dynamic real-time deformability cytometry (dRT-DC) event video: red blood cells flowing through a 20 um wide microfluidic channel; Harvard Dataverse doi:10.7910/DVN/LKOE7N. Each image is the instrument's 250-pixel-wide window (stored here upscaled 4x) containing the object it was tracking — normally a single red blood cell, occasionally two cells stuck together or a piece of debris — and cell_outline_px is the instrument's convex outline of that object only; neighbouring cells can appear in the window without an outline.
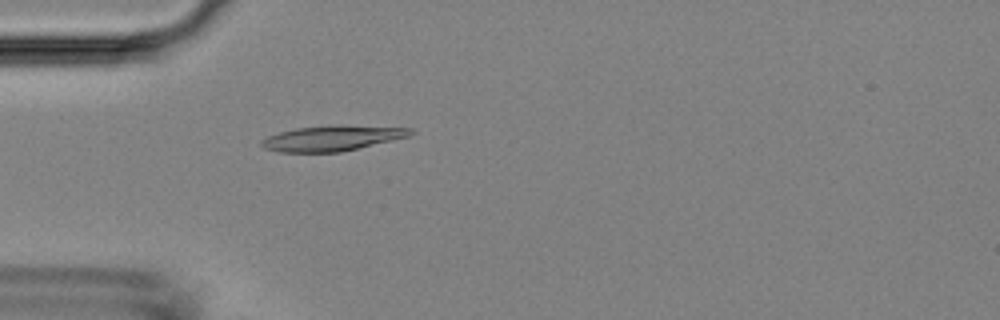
{"species": "Egyptian fruit bat (a non-hibernating species)", "species_latin": "Rousettus aegyptiacus", "temperature_condition": "room temperature", "stored_images_in_passage": 50, "camera_frame_rate_fps": 3000, "um_per_image_px": 0.085, "animal": {"sex": "female"}, "frame": {"image": 1, "passage_image": 15, "time_ms": 4.667, "image_size_px": [1000, 320], "cell_outline_px": [[416, 132], [408, 136], [392, 140], [340, 152], [280, 152], [264, 148], [260, 144], [260, 140], [268, 136], [280, 132], [296, 128], [328, 124], [412, 128]], "centroid_in_image_um": [28.21, 11.73], "position_along_channel_um": 56.8, "area_um2": 22.02}}
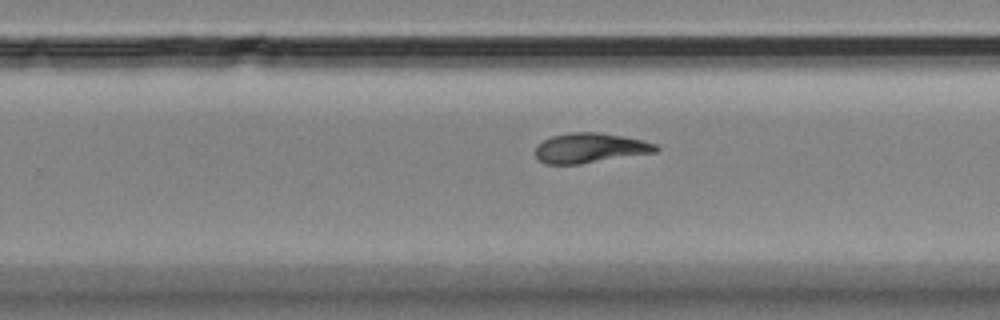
{"frame": {"image": 2, "passage_image": 32, "time_ms": 10.333, "image_size_px": [1000, 320], "cell_outline_px": [[660, 148], [656, 152], [580, 164], [544, 164], [536, 156], [536, 144], [552, 136], [568, 132], [596, 132], [620, 136], [640, 140], [656, 144]], "centroid_in_image_um": [50.12, 12.58], "position_along_channel_um": 279.7, "area_um2": 20.81}}
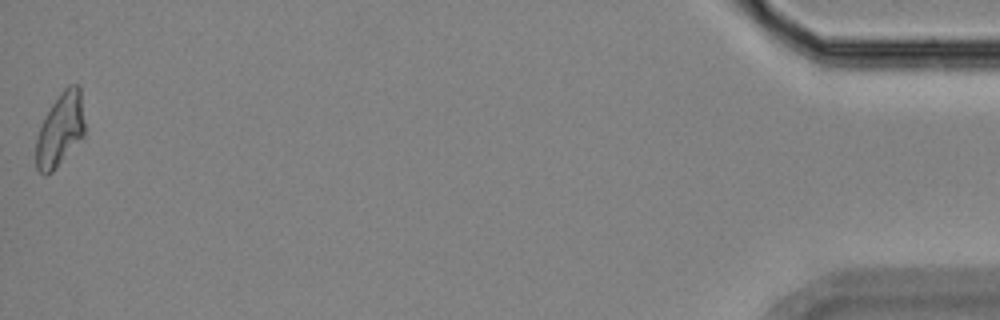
{"frame": {"image": 3, "passage_image": 50, "time_ms": 16.333, "image_size_px": [1000, 320], "cell_outline_px": [[84, 136], [56, 168], [52, 172], [44, 176], [36, 168], [36, 136], [52, 104], [60, 92], [68, 84], [80, 84], [84, 124]], "centroid_in_image_um": [5.12, 11.02], "position_along_channel_um": 430.1, "area_um2": 20.75}}